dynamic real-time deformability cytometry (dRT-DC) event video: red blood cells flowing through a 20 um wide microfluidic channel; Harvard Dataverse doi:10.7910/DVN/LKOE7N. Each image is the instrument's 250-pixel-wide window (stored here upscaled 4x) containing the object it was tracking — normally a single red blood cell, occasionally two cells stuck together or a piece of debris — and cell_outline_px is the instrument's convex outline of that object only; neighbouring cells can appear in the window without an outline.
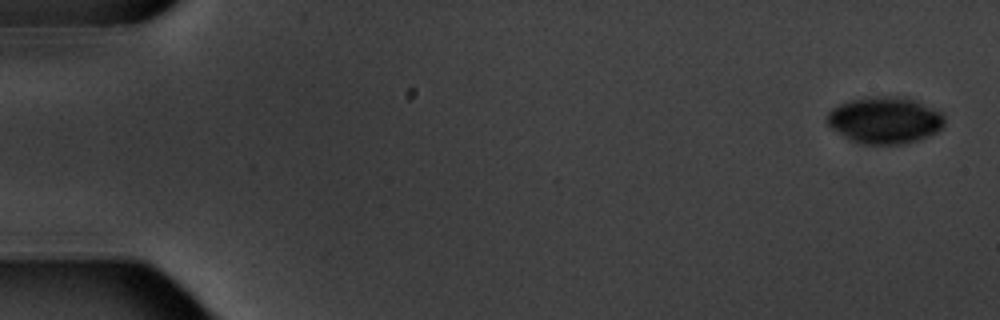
{"species": "common noctule bat (a hibernating species)", "species_latin": "Nyctalus noctula", "temperature_condition": "warm", "stored_images_in_passage": 6, "camera_frame_rate_fps": 3000, "um_per_image_px": 0.085, "animal": {"sex": "male", "body_mass_g": 20.1, "forearm_length_mm": 53.5}, "frame": {"image": 1, "passage_image": 1, "time_ms": 0.0, "image_size_px": [1000, 320], "cell_outline_px": [[944, 128], [928, 136], [916, 140], [900, 144], [860, 144], [848, 140], [832, 128], [824, 120], [824, 116], [832, 108], [840, 104], [852, 100], [876, 96], [908, 96], [940, 112], [944, 116]], "centroid_in_image_um": [75.19, 10.21], "position_along_channel_um": 9.8, "area_um2": 32.25}}